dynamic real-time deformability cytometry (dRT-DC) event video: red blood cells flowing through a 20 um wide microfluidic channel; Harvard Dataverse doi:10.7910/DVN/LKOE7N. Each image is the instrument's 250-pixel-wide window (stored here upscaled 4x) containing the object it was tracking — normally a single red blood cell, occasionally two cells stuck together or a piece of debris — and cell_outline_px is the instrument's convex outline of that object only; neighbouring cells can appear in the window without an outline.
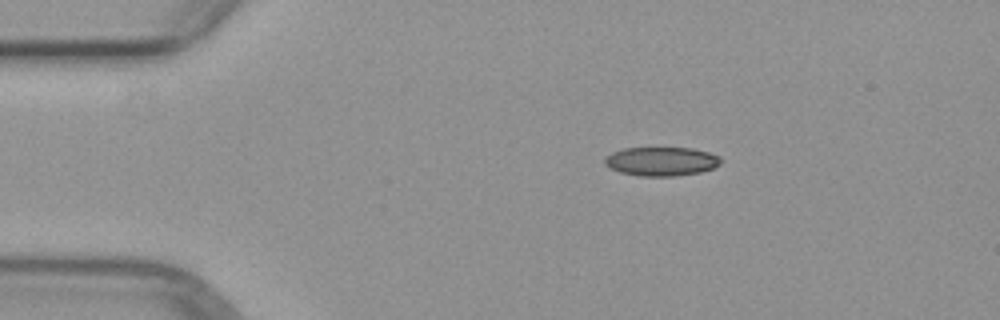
{"species": "common noctule bat (a hibernating species)", "species_latin": "Nyctalus noctula", "temperature_condition": "warm", "stored_images_in_passage": 3, "segment_of_instrument_passage": [1, 2], "camera_frame_rate_fps": 3000, "um_per_image_px": 0.085, "animal": {"sex": "female", "body_mass_g": 29.2, "forearm_length_mm": 56.3}, "frame": {"image": 1, "passage_image": 1, "time_ms": 0.0, "image_size_px": [1000, 320], "cell_outline_px": [[720, 164], [712, 168], [700, 172], [676, 176], [640, 176], [620, 172], [608, 168], [604, 164], [604, 156], [612, 152], [624, 148], [692, 148], [708, 152], [720, 156]], "centroid_in_image_um": [56.17, 13.72], "position_along_channel_um": 28.8, "area_um2": 19.65}}